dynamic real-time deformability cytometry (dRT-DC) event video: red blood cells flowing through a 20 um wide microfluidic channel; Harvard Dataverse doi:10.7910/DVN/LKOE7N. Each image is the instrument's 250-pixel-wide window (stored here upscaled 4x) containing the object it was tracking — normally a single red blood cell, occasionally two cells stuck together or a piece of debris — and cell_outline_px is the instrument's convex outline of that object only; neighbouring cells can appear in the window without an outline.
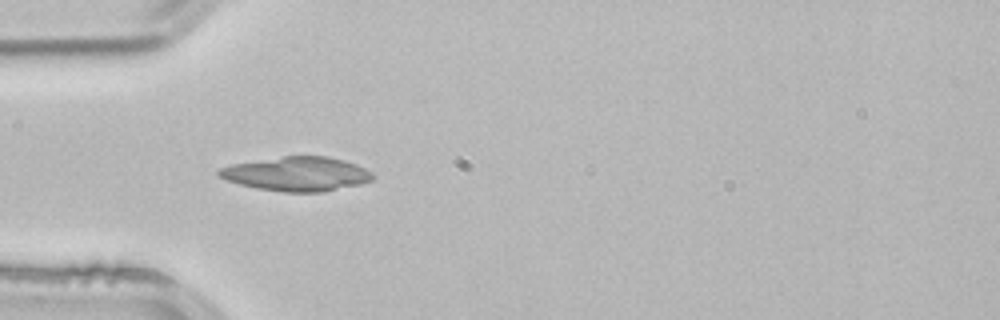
{"species": "common noctule bat (a hibernating species)", "species_latin": "Nyctalus noctula", "temperature_condition": "room temperature", "stored_images_in_passage": 5, "camera_frame_rate_fps": 3000, "um_per_image_px": 0.085, "animal": {"sex": "male", "body_mass_g": 21.5, "forearm_length_mm": 52.0}, "frame": {"image": 1, "passage_image": 5, "time_ms": 1.333, "image_size_px": [1000, 320], "cell_outline_px": [[376, 176], [372, 180], [360, 184], [324, 192], [284, 192], [256, 188], [240, 184], [216, 176], [216, 172], [220, 168], [232, 164], [284, 156], [328, 156], [344, 160], [356, 164], [372, 172]], "centroid_in_image_um": [25.25, 14.78], "position_along_channel_um": 59.8, "area_um2": 30.69}}